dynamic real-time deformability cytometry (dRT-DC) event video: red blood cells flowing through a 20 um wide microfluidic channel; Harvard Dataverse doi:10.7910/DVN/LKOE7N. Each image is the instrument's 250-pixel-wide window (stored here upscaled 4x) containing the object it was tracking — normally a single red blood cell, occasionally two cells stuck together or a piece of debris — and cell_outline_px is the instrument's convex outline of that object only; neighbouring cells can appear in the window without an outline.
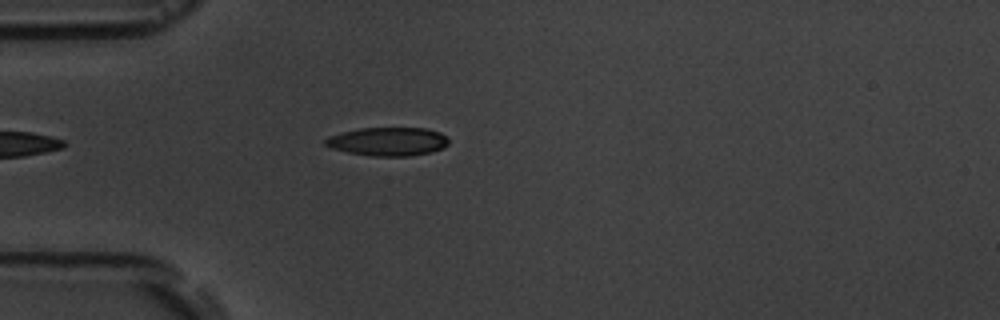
{"species": "common noctule bat (a hibernating species)", "species_latin": "Nyctalus noctula", "temperature_condition": "room temperature", "stored_images_in_passage": 6, "camera_frame_rate_fps": 3000, "um_per_image_px": 0.085, "animal": {"sex": "male", "body_mass_g": 19.5, "forearm_length_mm": 54.6}, "frame": {"image": 1, "passage_image": 5, "time_ms": 4.667, "image_size_px": [1000, 320], "cell_outline_px": [[448, 144], [444, 148], [432, 152], [408, 156], [372, 156], [348, 152], [332, 148], [324, 144], [324, 140], [328, 136], [360, 128], [428, 128], [440, 132], [448, 140]], "centroid_in_image_um": [32.99, 12.03], "position_along_channel_um": 52.0, "area_um2": 20.46}}